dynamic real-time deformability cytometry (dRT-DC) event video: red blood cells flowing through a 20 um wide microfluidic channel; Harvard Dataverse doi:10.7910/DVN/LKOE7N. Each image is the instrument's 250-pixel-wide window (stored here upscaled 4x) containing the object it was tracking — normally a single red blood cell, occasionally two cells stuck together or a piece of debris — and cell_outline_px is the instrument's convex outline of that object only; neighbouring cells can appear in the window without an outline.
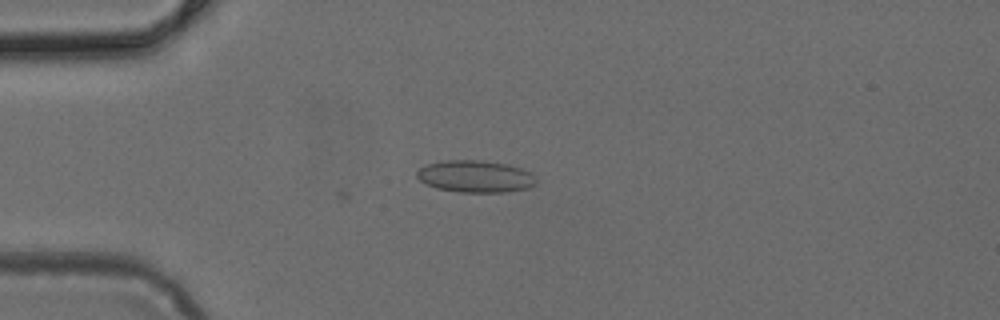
{"species": "common noctule bat (a hibernating species)", "species_latin": "Nyctalus noctula", "temperature_condition": "cold", "stored_images_in_passage": 5, "camera_frame_rate_fps": 3000, "um_per_image_px": 0.085, "animal": {"sex": "female", "body_mass_g": 24.6, "forearm_length_mm": 56.2}, "frame": {"image": 1, "passage_image": 3, "time_ms": 0.667, "image_size_px": [1000, 320], "cell_outline_px": [[536, 184], [528, 188], [504, 192], [460, 192], [436, 188], [420, 180], [416, 176], [416, 172], [420, 168], [428, 164], [444, 160], [480, 160], [508, 164], [520, 168], [536, 176]], "centroid_in_image_um": [40.41, 14.99], "position_along_channel_um": 44.6, "area_um2": 22.2}}
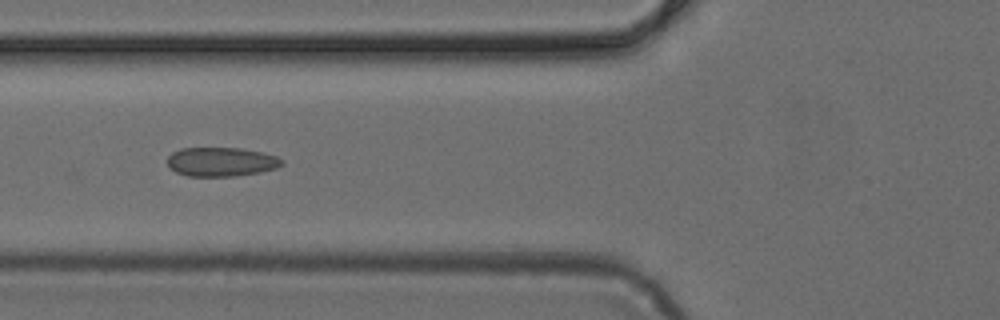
{"frame": {"image": 2, "passage_image": 5, "time_ms": 1.333, "image_size_px": [1000, 320], "cell_outline_px": [[284, 164], [276, 168], [260, 172], [236, 176], [188, 176], [176, 172], [168, 164], [168, 156], [172, 152], [180, 148], [240, 148], [260, 152], [276, 156], [284, 160]], "centroid_in_image_um": [18.81, 13.75], "position_along_channel_um": 107.0, "area_um2": 19.36}}